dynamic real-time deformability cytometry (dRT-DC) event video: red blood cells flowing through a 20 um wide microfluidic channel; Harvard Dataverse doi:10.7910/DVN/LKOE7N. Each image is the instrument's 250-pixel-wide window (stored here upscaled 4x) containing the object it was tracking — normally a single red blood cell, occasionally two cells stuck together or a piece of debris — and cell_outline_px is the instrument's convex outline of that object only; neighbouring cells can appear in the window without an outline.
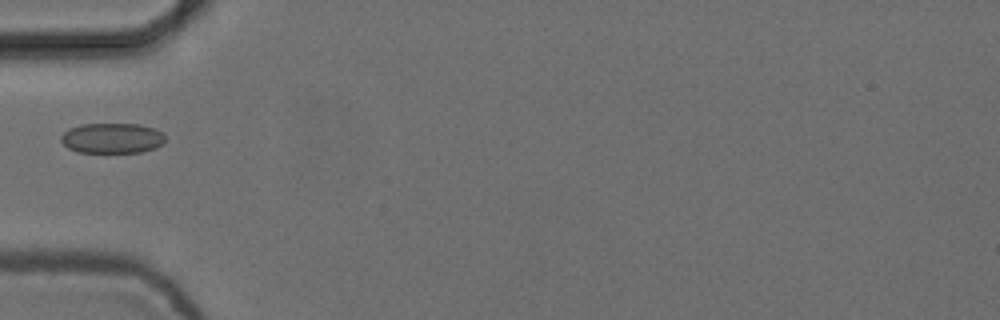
{"species": "common noctule bat (a hibernating species)", "species_latin": "Nyctalus noctula", "temperature_condition": "cold", "stored_images_in_passage": 6, "camera_frame_rate_fps": 3000, "um_per_image_px": 0.085, "animal": {"sex": "female", "body_mass_g": 24.6, "forearm_length_mm": 56.2}, "frame": {"image": 1, "passage_image": 5, "time_ms": 1.333, "image_size_px": [1000, 320], "cell_outline_px": [[164, 144], [156, 148], [140, 152], [76, 152], [68, 148], [60, 140], [60, 136], [68, 128], [80, 124], [140, 124], [156, 128], [164, 136]], "centroid_in_image_um": [9.52, 11.74], "position_along_channel_um": 75.5, "area_um2": 18.55}}
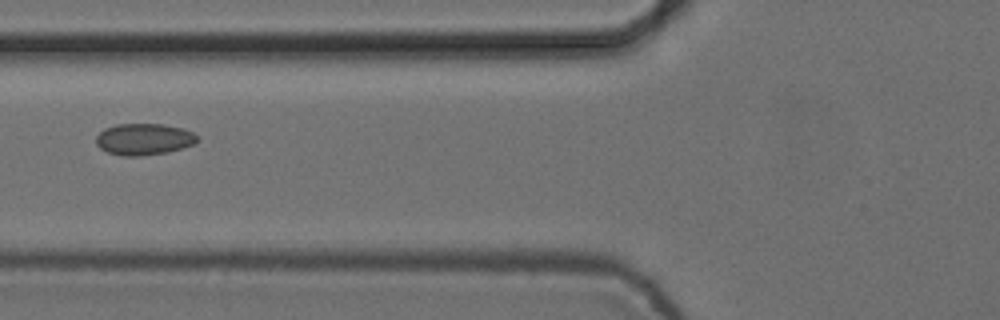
{"frame": {"image": 2, "passage_image": 6, "time_ms": 1.667, "image_size_px": [1000, 320], "cell_outline_px": [[196, 140], [192, 144], [168, 152], [140, 156], [124, 156], [108, 152], [100, 148], [96, 144], [96, 136], [104, 128], [116, 124], [164, 124], [184, 128], [192, 132], [196, 136]], "centroid_in_image_um": [12.19, 11.82], "position_along_channel_um": 113.6, "area_um2": 18.5}}